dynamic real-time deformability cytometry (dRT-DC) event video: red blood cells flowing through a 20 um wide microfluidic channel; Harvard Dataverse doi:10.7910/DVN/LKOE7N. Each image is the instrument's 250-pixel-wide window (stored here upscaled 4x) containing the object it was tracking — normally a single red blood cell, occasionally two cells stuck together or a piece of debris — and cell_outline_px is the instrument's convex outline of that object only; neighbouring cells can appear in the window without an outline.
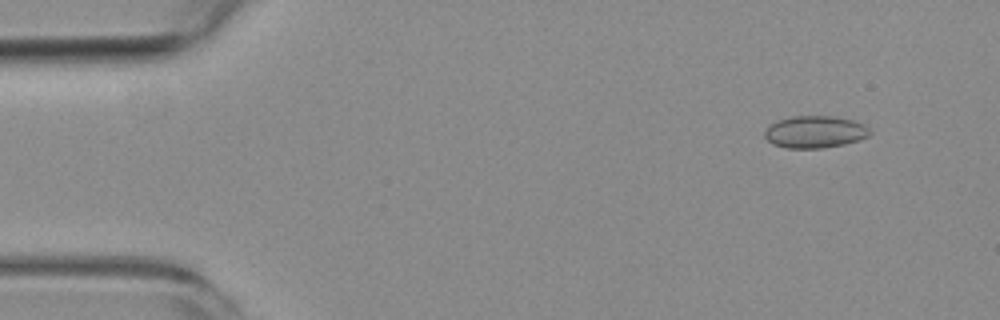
{"species": "common noctule bat (a hibernating species)", "species_latin": "Nyctalus noctula", "temperature_condition": "room temperature", "stored_images_in_passage": 5, "camera_frame_rate_fps": 3000, "um_per_image_px": 0.085, "animal": {"sex": "female", "body_mass_g": 19.3, "forearm_length_mm": 54.1}, "frame": {"image": 1, "passage_image": 2, "time_ms": 1.0, "image_size_px": [1000, 320], "cell_outline_px": [[872, 132], [868, 136], [860, 140], [844, 144], [820, 148], [788, 148], [772, 144], [764, 136], [764, 128], [776, 120], [792, 116], [836, 116], [852, 120], [864, 124]], "centroid_in_image_um": [69.25, 11.2], "position_along_channel_um": 15.8, "area_um2": 19.88}}